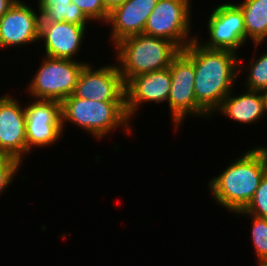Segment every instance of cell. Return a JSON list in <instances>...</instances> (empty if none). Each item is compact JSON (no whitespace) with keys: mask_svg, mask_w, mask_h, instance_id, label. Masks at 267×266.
<instances>
[{"mask_svg":"<svg viewBox=\"0 0 267 266\" xmlns=\"http://www.w3.org/2000/svg\"><path fill=\"white\" fill-rule=\"evenodd\" d=\"M193 40L181 50L194 64V92L197 102L210 114L234 89L242 69L240 57L229 50L207 49ZM234 86V87H233Z\"/></svg>","mask_w":267,"mask_h":266,"instance_id":"obj_1","label":"cell"},{"mask_svg":"<svg viewBox=\"0 0 267 266\" xmlns=\"http://www.w3.org/2000/svg\"><path fill=\"white\" fill-rule=\"evenodd\" d=\"M267 172V150L262 144L231 162L208 186L212 199L230 213L244 210Z\"/></svg>","mask_w":267,"mask_h":266,"instance_id":"obj_2","label":"cell"},{"mask_svg":"<svg viewBox=\"0 0 267 266\" xmlns=\"http://www.w3.org/2000/svg\"><path fill=\"white\" fill-rule=\"evenodd\" d=\"M124 84L132 77L170 67L181 51L173 42L146 34L126 37L114 45Z\"/></svg>","mask_w":267,"mask_h":266,"instance_id":"obj_3","label":"cell"},{"mask_svg":"<svg viewBox=\"0 0 267 266\" xmlns=\"http://www.w3.org/2000/svg\"><path fill=\"white\" fill-rule=\"evenodd\" d=\"M61 115L63 132L68 121L99 141L118 127L129 135L132 133L125 102H99L77 98L72 94L61 102Z\"/></svg>","mask_w":267,"mask_h":266,"instance_id":"obj_4","label":"cell"},{"mask_svg":"<svg viewBox=\"0 0 267 266\" xmlns=\"http://www.w3.org/2000/svg\"><path fill=\"white\" fill-rule=\"evenodd\" d=\"M44 58V59H43ZM26 91L33 99L62 102L73 94L78 76L88 62L44 56Z\"/></svg>","mask_w":267,"mask_h":266,"instance_id":"obj_5","label":"cell"},{"mask_svg":"<svg viewBox=\"0 0 267 266\" xmlns=\"http://www.w3.org/2000/svg\"><path fill=\"white\" fill-rule=\"evenodd\" d=\"M191 5V0H158L143 34L167 39L183 50L197 39V35H191Z\"/></svg>","mask_w":267,"mask_h":266,"instance_id":"obj_6","label":"cell"},{"mask_svg":"<svg viewBox=\"0 0 267 266\" xmlns=\"http://www.w3.org/2000/svg\"><path fill=\"white\" fill-rule=\"evenodd\" d=\"M171 89L167 104L172 123L177 131L182 121L190 116L209 118L211 115L197 102L194 92L195 69L193 62L180 51L171 61ZM198 115V116H197Z\"/></svg>","mask_w":267,"mask_h":266,"instance_id":"obj_7","label":"cell"},{"mask_svg":"<svg viewBox=\"0 0 267 266\" xmlns=\"http://www.w3.org/2000/svg\"><path fill=\"white\" fill-rule=\"evenodd\" d=\"M27 155L34 147H48L62 136L61 102L34 99L24 107Z\"/></svg>","mask_w":267,"mask_h":266,"instance_id":"obj_8","label":"cell"},{"mask_svg":"<svg viewBox=\"0 0 267 266\" xmlns=\"http://www.w3.org/2000/svg\"><path fill=\"white\" fill-rule=\"evenodd\" d=\"M207 41H199L207 49L229 50L238 54L246 43L244 16L235 3H221L210 13Z\"/></svg>","mask_w":267,"mask_h":266,"instance_id":"obj_9","label":"cell"},{"mask_svg":"<svg viewBox=\"0 0 267 266\" xmlns=\"http://www.w3.org/2000/svg\"><path fill=\"white\" fill-rule=\"evenodd\" d=\"M73 95L99 102H125V84L118 65L94 68L87 63L82 68Z\"/></svg>","mask_w":267,"mask_h":266,"instance_id":"obj_10","label":"cell"},{"mask_svg":"<svg viewBox=\"0 0 267 266\" xmlns=\"http://www.w3.org/2000/svg\"><path fill=\"white\" fill-rule=\"evenodd\" d=\"M41 13L17 0L0 18V49L39 43Z\"/></svg>","mask_w":267,"mask_h":266,"instance_id":"obj_11","label":"cell"},{"mask_svg":"<svg viewBox=\"0 0 267 266\" xmlns=\"http://www.w3.org/2000/svg\"><path fill=\"white\" fill-rule=\"evenodd\" d=\"M13 95L0 97V154L19 160L27 156L26 118L23 104Z\"/></svg>","mask_w":267,"mask_h":266,"instance_id":"obj_12","label":"cell"},{"mask_svg":"<svg viewBox=\"0 0 267 266\" xmlns=\"http://www.w3.org/2000/svg\"><path fill=\"white\" fill-rule=\"evenodd\" d=\"M171 89L170 68L152 71L132 77L125 84V109L128 118L135 117L143 103H163L168 100Z\"/></svg>","mask_w":267,"mask_h":266,"instance_id":"obj_13","label":"cell"},{"mask_svg":"<svg viewBox=\"0 0 267 266\" xmlns=\"http://www.w3.org/2000/svg\"><path fill=\"white\" fill-rule=\"evenodd\" d=\"M87 26L68 22L40 21V42L45 55L74 60L80 53Z\"/></svg>","mask_w":267,"mask_h":266,"instance_id":"obj_14","label":"cell"},{"mask_svg":"<svg viewBox=\"0 0 267 266\" xmlns=\"http://www.w3.org/2000/svg\"><path fill=\"white\" fill-rule=\"evenodd\" d=\"M157 2L158 0H126L114 8L106 23L111 25L109 36L112 45L126 37L142 34Z\"/></svg>","mask_w":267,"mask_h":266,"instance_id":"obj_15","label":"cell"},{"mask_svg":"<svg viewBox=\"0 0 267 266\" xmlns=\"http://www.w3.org/2000/svg\"><path fill=\"white\" fill-rule=\"evenodd\" d=\"M245 91V92H244ZM242 94H234L232 90L214 111L221 113L239 124H255L266 116L262 91L244 89Z\"/></svg>","mask_w":267,"mask_h":266,"instance_id":"obj_16","label":"cell"},{"mask_svg":"<svg viewBox=\"0 0 267 266\" xmlns=\"http://www.w3.org/2000/svg\"><path fill=\"white\" fill-rule=\"evenodd\" d=\"M244 16L246 41L258 47L267 38V0H243L236 3Z\"/></svg>","mask_w":267,"mask_h":266,"instance_id":"obj_17","label":"cell"},{"mask_svg":"<svg viewBox=\"0 0 267 266\" xmlns=\"http://www.w3.org/2000/svg\"><path fill=\"white\" fill-rule=\"evenodd\" d=\"M40 21L68 22L86 26L90 21L71 0H37Z\"/></svg>","mask_w":267,"mask_h":266,"instance_id":"obj_18","label":"cell"},{"mask_svg":"<svg viewBox=\"0 0 267 266\" xmlns=\"http://www.w3.org/2000/svg\"><path fill=\"white\" fill-rule=\"evenodd\" d=\"M250 58L245 89L263 91L267 88V51L260 57Z\"/></svg>","mask_w":267,"mask_h":266,"instance_id":"obj_19","label":"cell"},{"mask_svg":"<svg viewBox=\"0 0 267 266\" xmlns=\"http://www.w3.org/2000/svg\"><path fill=\"white\" fill-rule=\"evenodd\" d=\"M241 215L244 217L251 218L252 229H251V240L253 242V248L257 259H267V219L259 218L243 210L234 213V215Z\"/></svg>","mask_w":267,"mask_h":266,"instance_id":"obj_20","label":"cell"},{"mask_svg":"<svg viewBox=\"0 0 267 266\" xmlns=\"http://www.w3.org/2000/svg\"><path fill=\"white\" fill-rule=\"evenodd\" d=\"M243 211L267 219V172L262 177L252 200Z\"/></svg>","mask_w":267,"mask_h":266,"instance_id":"obj_21","label":"cell"},{"mask_svg":"<svg viewBox=\"0 0 267 266\" xmlns=\"http://www.w3.org/2000/svg\"><path fill=\"white\" fill-rule=\"evenodd\" d=\"M71 2L81 9L90 22L99 21L100 24L106 25L110 12L105 8L102 0H71Z\"/></svg>","mask_w":267,"mask_h":266,"instance_id":"obj_22","label":"cell"},{"mask_svg":"<svg viewBox=\"0 0 267 266\" xmlns=\"http://www.w3.org/2000/svg\"><path fill=\"white\" fill-rule=\"evenodd\" d=\"M23 164L10 156L0 154V196L13 182Z\"/></svg>","mask_w":267,"mask_h":266,"instance_id":"obj_23","label":"cell"},{"mask_svg":"<svg viewBox=\"0 0 267 266\" xmlns=\"http://www.w3.org/2000/svg\"><path fill=\"white\" fill-rule=\"evenodd\" d=\"M17 0H0V18L13 6Z\"/></svg>","mask_w":267,"mask_h":266,"instance_id":"obj_24","label":"cell"},{"mask_svg":"<svg viewBox=\"0 0 267 266\" xmlns=\"http://www.w3.org/2000/svg\"><path fill=\"white\" fill-rule=\"evenodd\" d=\"M105 8L111 12L114 8L118 7L126 0H102Z\"/></svg>","mask_w":267,"mask_h":266,"instance_id":"obj_25","label":"cell"},{"mask_svg":"<svg viewBox=\"0 0 267 266\" xmlns=\"http://www.w3.org/2000/svg\"><path fill=\"white\" fill-rule=\"evenodd\" d=\"M257 266H267V259H256Z\"/></svg>","mask_w":267,"mask_h":266,"instance_id":"obj_26","label":"cell"},{"mask_svg":"<svg viewBox=\"0 0 267 266\" xmlns=\"http://www.w3.org/2000/svg\"><path fill=\"white\" fill-rule=\"evenodd\" d=\"M262 94L264 96L265 109H266V113H267V88L262 91Z\"/></svg>","mask_w":267,"mask_h":266,"instance_id":"obj_27","label":"cell"}]
</instances>
